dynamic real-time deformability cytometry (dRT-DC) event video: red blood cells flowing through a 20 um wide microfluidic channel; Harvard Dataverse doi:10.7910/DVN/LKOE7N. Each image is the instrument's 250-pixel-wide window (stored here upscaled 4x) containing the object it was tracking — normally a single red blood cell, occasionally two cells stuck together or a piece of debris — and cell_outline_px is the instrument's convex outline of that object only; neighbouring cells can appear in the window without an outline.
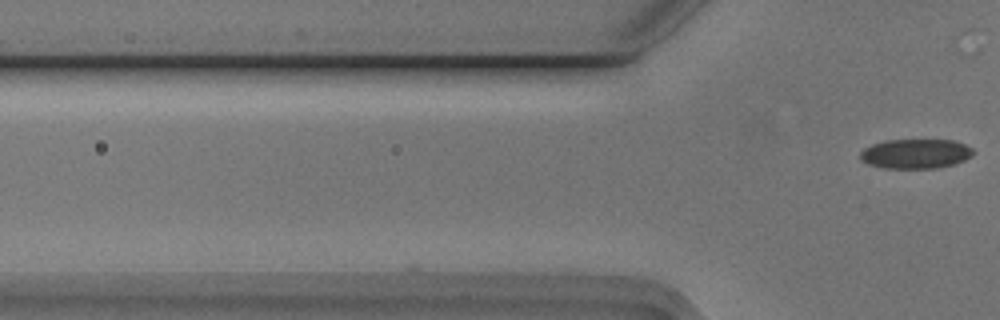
{"species": "Egyptian fruit bat (a non-hibernating species)", "species_latin": "Rousettus aegyptiacus", "temperature_condition": "cold", "stored_images_in_passage": 3, "camera_frame_rate_fps": 3000, "um_per_image_px": 0.085, "animal": {"sex": "male"}, "frame": {"image": 1, "passage_image": 3, "time_ms": 0.667, "image_size_px": [1000, 320], "cell_outline_px": [[972, 156], [964, 160], [952, 164], [936, 168], [884, 168], [868, 164], [860, 160], [860, 152], [864, 148], [872, 144], [884, 140], [952, 140], [964, 144], [972, 148]], "centroid_in_image_um": [77.78, 13.06], "position_along_channel_um": 48.0, "area_um2": 19.42}}